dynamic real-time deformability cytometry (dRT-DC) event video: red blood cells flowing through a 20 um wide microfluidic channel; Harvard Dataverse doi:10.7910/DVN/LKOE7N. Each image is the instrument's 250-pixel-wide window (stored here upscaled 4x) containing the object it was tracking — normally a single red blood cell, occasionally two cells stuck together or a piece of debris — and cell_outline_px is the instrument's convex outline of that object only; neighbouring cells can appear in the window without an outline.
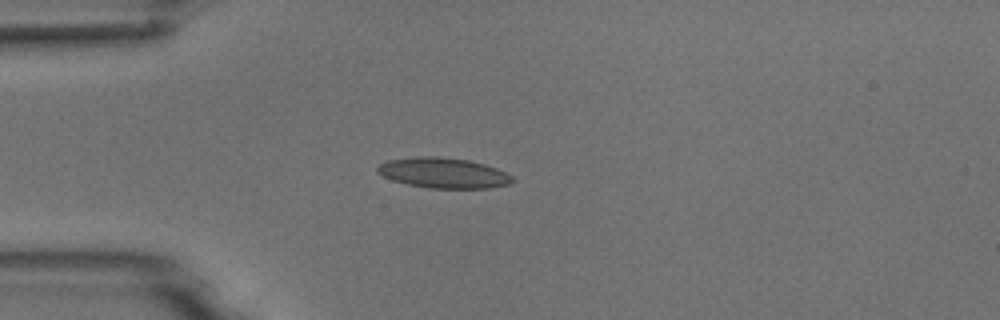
{"species": "common noctule bat (a hibernating species)", "species_latin": "Nyctalus noctula", "temperature_condition": "room temperature", "stored_images_in_passage": 3, "camera_frame_rate_fps": 3000, "um_per_image_px": 0.085, "animal": {"sex": "male", "body_mass_g": 18.8}, "frame": {"image": 1, "passage_image": 3, "time_ms": 2.333, "image_size_px": [1000, 320], "cell_outline_px": [[516, 180], [508, 184], [488, 188], [428, 188], [408, 184], [392, 180], [376, 172], [376, 168], [380, 164], [388, 160], [416, 156], [440, 156], [468, 160], [484, 164], [496, 168], [512, 176]], "centroid_in_image_um": [37.67, 14.69], "position_along_channel_um": 47.3, "area_um2": 23.87}}